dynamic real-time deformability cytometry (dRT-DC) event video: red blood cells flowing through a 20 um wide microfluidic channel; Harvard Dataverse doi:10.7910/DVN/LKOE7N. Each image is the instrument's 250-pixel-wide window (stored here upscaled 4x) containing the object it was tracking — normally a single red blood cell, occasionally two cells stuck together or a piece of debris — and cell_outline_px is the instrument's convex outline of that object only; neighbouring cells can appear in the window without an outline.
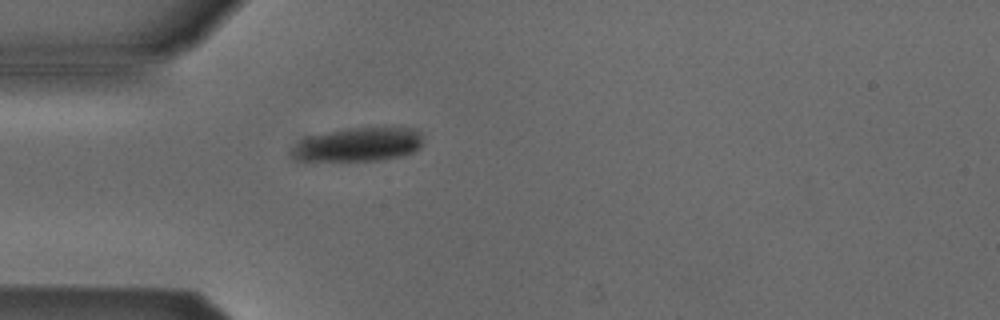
{"species": "Egyptian fruit bat (a non-hibernating species)", "species_latin": "Rousettus aegyptiacus", "temperature_condition": "cold", "stored_images_in_passage": 4, "camera_frame_rate_fps": 3000, "um_per_image_px": 0.085, "animal": {"sex": "male"}, "frame": {"image": 1, "passage_image": 4, "time_ms": 1.0, "image_size_px": [1000, 320], "cell_outline_px": [[424, 140], [420, 148], [404, 156], [380, 160], [296, 160], [292, 152], [296, 144], [300, 140], [308, 136], [344, 128], [416, 128], [420, 132]], "centroid_in_image_um": [30.52, 12.27], "position_along_channel_um": 54.5, "area_um2": 25.78}}